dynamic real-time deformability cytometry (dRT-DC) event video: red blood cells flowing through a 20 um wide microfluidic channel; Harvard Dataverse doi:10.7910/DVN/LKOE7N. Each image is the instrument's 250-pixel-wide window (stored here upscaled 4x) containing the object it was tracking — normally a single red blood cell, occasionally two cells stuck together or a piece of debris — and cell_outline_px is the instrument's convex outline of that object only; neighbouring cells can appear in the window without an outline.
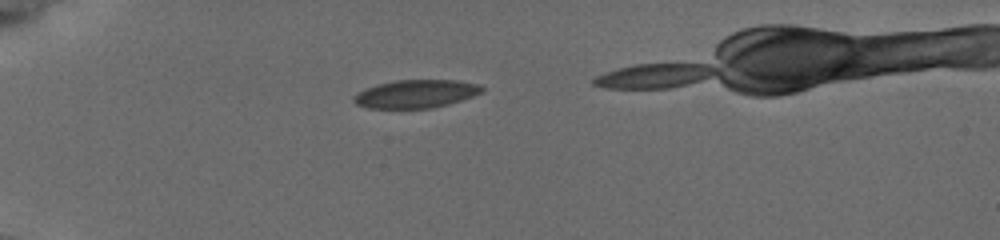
{"species": "common noctule bat (a hibernating species)", "species_latin": "Nyctalus noctula", "temperature_condition": "cold", "stored_images_in_passage": 3, "camera_frame_rate_fps": 3000, "um_per_image_px": 0.085, "animal": {"sex": "female", "body_mass_g": 19.5, "forearm_length_mm": 54.1}, "frame": {"image": 1, "passage_image": 1, "time_ms": 0.0, "image_size_px": [1000, 240], "cell_outline_px": [[484, 92], [448, 104], [428, 108], [368, 108], [356, 104], [352, 100], [352, 96], [368, 88], [380, 84], [396, 80], [456, 80], [480, 84], [484, 88]], "centroid_in_image_um": [35.38, 7.97], "position_along_channel_um": 49.6, "area_um2": 20.81}}